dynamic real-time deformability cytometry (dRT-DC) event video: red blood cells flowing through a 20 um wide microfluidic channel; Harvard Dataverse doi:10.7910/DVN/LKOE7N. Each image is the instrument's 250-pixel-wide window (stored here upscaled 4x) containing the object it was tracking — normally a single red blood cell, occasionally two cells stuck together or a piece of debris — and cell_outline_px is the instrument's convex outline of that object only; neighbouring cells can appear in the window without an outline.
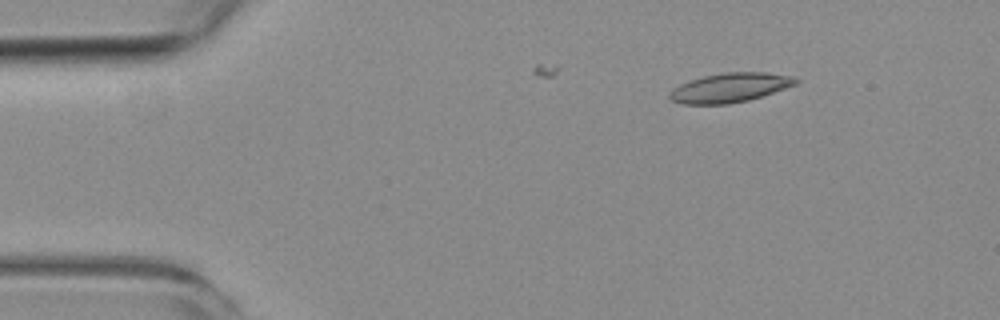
{"species": "common noctule bat (a hibernating species)", "species_latin": "Nyctalus noctula", "temperature_condition": "room temperature", "stored_images_in_passage": 4, "camera_frame_rate_fps": 3000, "um_per_image_px": 0.085, "animal": {"sex": "female", "body_mass_g": 19.3, "forearm_length_mm": 54.1}, "frame": {"image": 1, "passage_image": 2, "time_ms": 1.333, "image_size_px": [1000, 320], "cell_outline_px": [[800, 80], [796, 84], [748, 100], [728, 104], [684, 104], [672, 100], [668, 96], [668, 92], [672, 88], [680, 84], [704, 76], [724, 72], [768, 72], [792, 76]], "centroid_in_image_um": [62.02, 7.44], "position_along_channel_um": 23.0, "area_um2": 21.39}}